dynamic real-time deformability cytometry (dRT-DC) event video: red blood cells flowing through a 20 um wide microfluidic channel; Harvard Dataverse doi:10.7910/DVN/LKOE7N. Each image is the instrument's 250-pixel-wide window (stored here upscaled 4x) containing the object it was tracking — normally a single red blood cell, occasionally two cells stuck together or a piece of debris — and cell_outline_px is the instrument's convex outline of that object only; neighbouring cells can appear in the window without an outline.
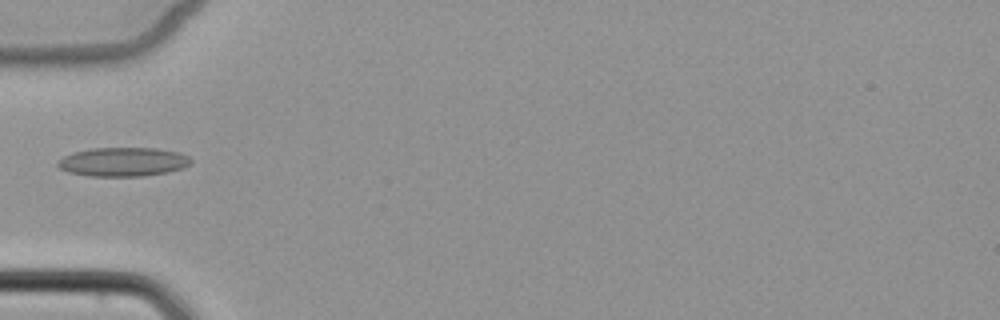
{"species": "common noctule bat (a hibernating species)", "species_latin": "Nyctalus noctula", "temperature_condition": "cold", "stored_images_in_passage": 6, "camera_frame_rate_fps": 3000, "um_per_image_px": 0.085, "animal": {"sex": "female", "body_mass_g": 22.7, "forearm_length_mm": 54.2}, "frame": {"image": 1, "passage_image": 6, "time_ms": 6.0, "image_size_px": [1000, 320], "cell_outline_px": [[192, 160], [184, 168], [168, 172], [144, 176], [88, 176], [68, 172], [60, 168], [56, 164], [64, 156], [72, 152], [92, 148], [156, 148], [180, 152], [188, 156]], "centroid_in_image_um": [10.47, 13.76], "position_along_channel_um": 74.5, "area_um2": 22.54}}